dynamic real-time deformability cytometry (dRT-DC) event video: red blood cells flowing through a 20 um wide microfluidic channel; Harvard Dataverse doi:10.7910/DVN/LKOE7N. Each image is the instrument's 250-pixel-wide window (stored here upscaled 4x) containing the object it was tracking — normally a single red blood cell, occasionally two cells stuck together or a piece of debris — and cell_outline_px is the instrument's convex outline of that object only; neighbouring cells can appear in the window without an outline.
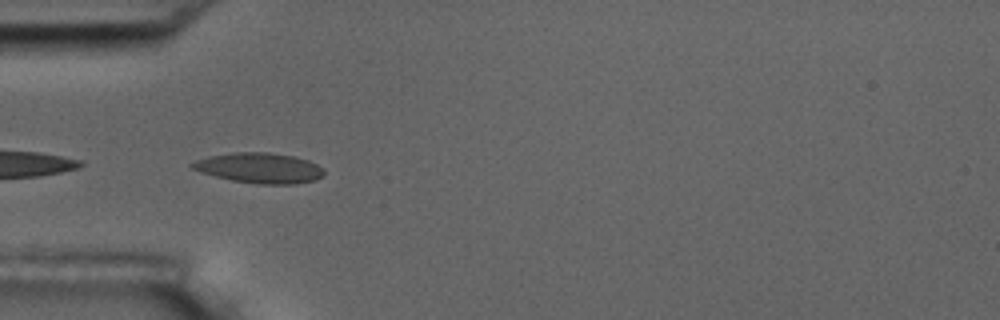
{"species": "common noctule bat (a hibernating species)", "species_latin": "Nyctalus noctula", "temperature_condition": "room temperature", "stored_images_in_passage": 4, "camera_frame_rate_fps": 3000, "um_per_image_px": 0.085, "animal": {"sex": "male", "body_mass_g": 17.5, "forearm_length_mm": 52.3}, "frame": {"image": 1, "passage_image": 2, "time_ms": 0.333, "image_size_px": [1000, 320], "cell_outline_px": [[324, 176], [316, 180], [296, 184], [256, 184], [232, 180], [200, 172], [192, 168], [188, 164], [196, 160], [208, 156], [232, 152], [268, 152], [292, 156], [308, 160], [324, 168]], "centroid_in_image_um": [22.06, 14.28], "position_along_channel_um": 62.9, "area_um2": 23.41}}